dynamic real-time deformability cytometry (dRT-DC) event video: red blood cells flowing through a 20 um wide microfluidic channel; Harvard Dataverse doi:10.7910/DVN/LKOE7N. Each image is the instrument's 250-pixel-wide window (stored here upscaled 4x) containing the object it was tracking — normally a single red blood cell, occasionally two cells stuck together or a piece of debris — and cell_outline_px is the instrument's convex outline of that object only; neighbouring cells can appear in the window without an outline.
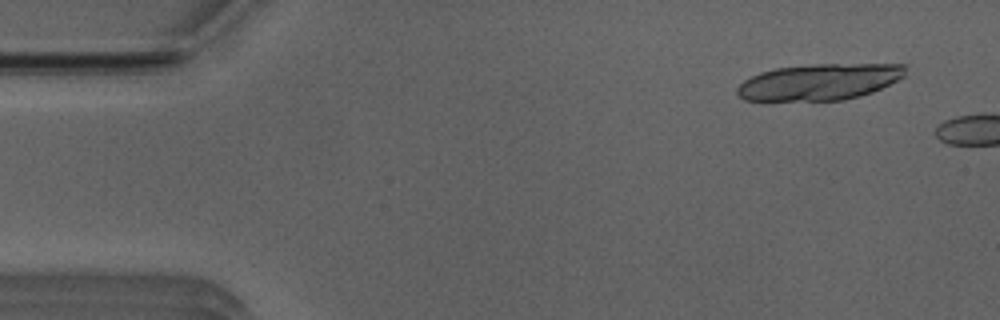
{"species": "Egyptian fruit bat (a non-hibernating species)", "species_latin": "Rousettus aegyptiacus", "temperature_condition": "room temperature", "stored_images_in_passage": 7, "camera_frame_rate_fps": 3000, "um_per_image_px": 0.085, "animal": {"sex": "male"}, "frame": {"image": 1, "passage_image": 4, "time_ms": 1.0, "image_size_px": [1000, 320], "cell_outline_px": [[904, 76], [872, 92], [860, 96], [844, 100], [744, 100], [736, 92], [736, 88], [744, 80], [760, 72], [776, 68], [812, 64], [904, 64]], "centroid_in_image_um": [69.62, 6.96], "position_along_channel_um": 15.4, "area_um2": 35.26}}